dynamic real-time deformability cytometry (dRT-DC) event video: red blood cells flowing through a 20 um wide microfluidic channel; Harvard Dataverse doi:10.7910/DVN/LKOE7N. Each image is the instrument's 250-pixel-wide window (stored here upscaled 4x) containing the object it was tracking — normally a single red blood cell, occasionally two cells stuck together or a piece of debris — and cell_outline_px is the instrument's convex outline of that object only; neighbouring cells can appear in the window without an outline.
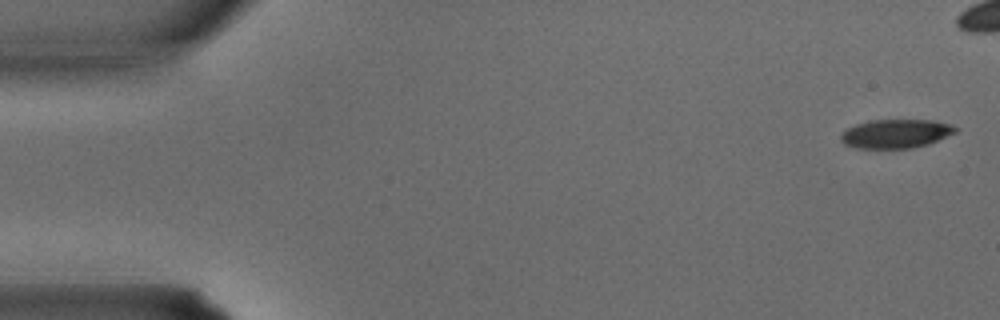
{"species": "common noctule bat (a hibernating species)", "species_latin": "Nyctalus noctula", "temperature_condition": "warm", "stored_images_in_passage": 10, "camera_frame_rate_fps": 3000, "um_per_image_px": 0.085, "animal": {"sex": "male", "body_mass_g": 15.6}, "frame": {"image": 1, "passage_image": 1, "time_ms": 0.0, "image_size_px": [1000, 320], "cell_outline_px": [[956, 132], [928, 144], [912, 148], [856, 148], [844, 144], [840, 140], [840, 136], [848, 128], [856, 124], [868, 120], [928, 120], [952, 124], [956, 128]], "centroid_in_image_um": [76.12, 11.36], "position_along_channel_um": 8.9, "area_um2": 19.13}}